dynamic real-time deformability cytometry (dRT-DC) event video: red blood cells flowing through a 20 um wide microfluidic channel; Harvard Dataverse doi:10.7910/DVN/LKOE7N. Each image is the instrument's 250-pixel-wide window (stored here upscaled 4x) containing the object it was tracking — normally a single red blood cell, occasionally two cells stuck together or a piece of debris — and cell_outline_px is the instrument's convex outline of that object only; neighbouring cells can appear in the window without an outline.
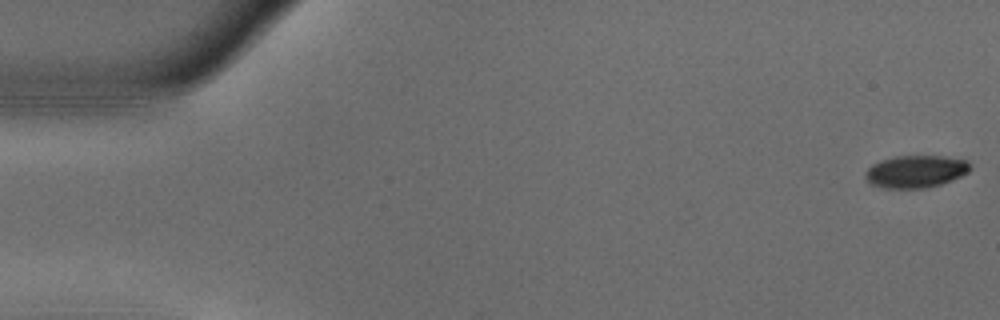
{"species": "common noctule bat (a hibernating species)", "species_latin": "Nyctalus noctula", "temperature_condition": "warm", "stored_images_in_passage": 54, "camera_frame_rate_fps": 3000, "um_per_image_px": 0.085, "animal": {"sex": "male", "body_mass_g": 18.8}, "frame": {"image": 1, "passage_image": 1, "time_ms": 0.0, "image_size_px": [1000, 320], "cell_outline_px": [[972, 168], [968, 172], [952, 180], [940, 184], [924, 188], [884, 188], [872, 184], [864, 176], [864, 172], [872, 164], [896, 156], [944, 156], [968, 160]], "centroid_in_image_um": [77.86, 14.57], "position_along_channel_um": 7.1, "area_um2": 19.71}}
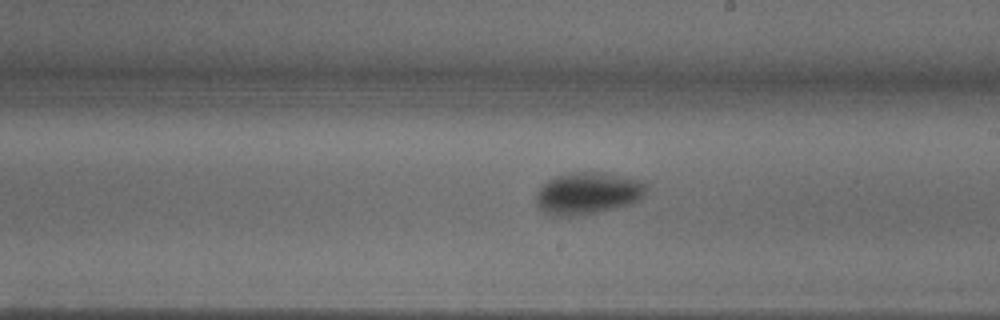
{"frame": {"image": 2, "passage_image": 31, "time_ms": 10.0, "image_size_px": [1000, 320], "cell_outline_px": [[648, 188], [640, 200], [632, 204], [616, 208], [596, 212], [572, 216], [544, 216], [536, 204], [536, 192], [548, 180], [556, 176], [568, 172], [600, 172], [644, 180], [648, 184]], "centroid_in_image_um": [49.96, 16.43], "position_along_channel_um": 239.0, "area_um2": 27.51}}
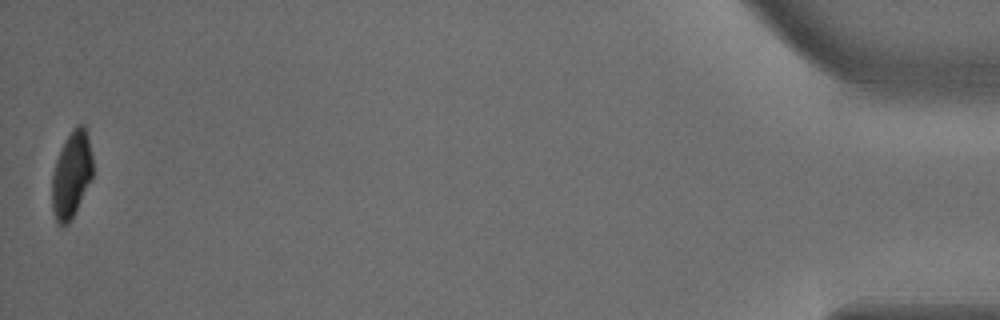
{"frame": {"image": 3, "passage_image": 54, "time_ms": 17.667, "image_size_px": [1000, 320], "cell_outline_px": [[92, 176], [68, 224], [60, 224], [56, 220], [52, 208], [52, 176], [56, 160], [72, 128], [76, 124], [84, 124], [88, 136], [92, 156]], "centroid_in_image_um": [6.07, 14.79], "position_along_channel_um": 429.1, "area_um2": 19.94}, "authors_computed_cell_mechanics": {"area_um2": 23.5246, "velocity_mm_per_s": 3.7064, "shape_relaxation_time_tau1_ms": 3.2672, "shape_relaxation_time_tau2_ms": null, "deformation_change_tau1": 0.1487, "deformation_change_tau2": null}}